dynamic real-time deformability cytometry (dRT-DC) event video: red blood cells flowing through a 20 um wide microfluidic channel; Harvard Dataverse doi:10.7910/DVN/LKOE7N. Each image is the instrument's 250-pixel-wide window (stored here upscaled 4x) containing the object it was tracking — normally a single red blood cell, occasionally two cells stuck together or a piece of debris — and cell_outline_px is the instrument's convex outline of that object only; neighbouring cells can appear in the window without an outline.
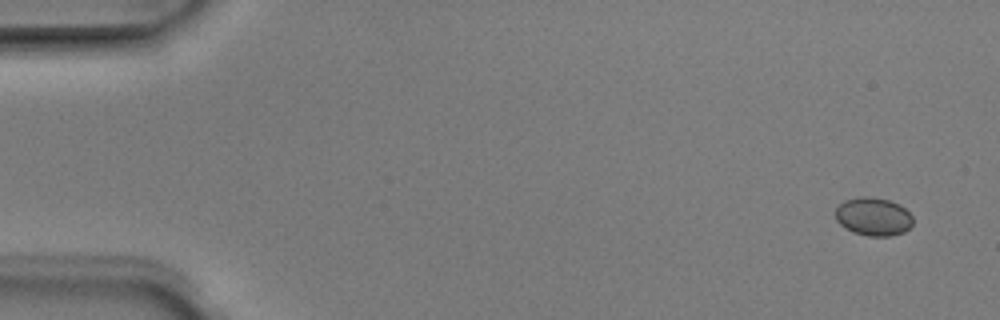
{"species": "Egyptian fruit bat (a non-hibernating species)", "species_latin": "Rousettus aegyptiacus", "temperature_condition": "room temperature", "stored_images_in_passage": 5, "camera_frame_rate_fps": 3000, "um_per_image_px": 0.085, "animal": {"sex": "male"}, "frame": {"image": 1, "passage_image": 1, "time_ms": 0.0, "image_size_px": [1000, 320], "cell_outline_px": [[912, 224], [904, 232], [888, 236], [868, 236], [852, 232], [844, 228], [836, 220], [836, 208], [844, 200], [860, 196], [872, 196], [888, 200], [900, 204], [912, 216]], "centroid_in_image_um": [74.21, 18.4], "position_along_channel_um": 10.8, "area_um2": 17.34}}
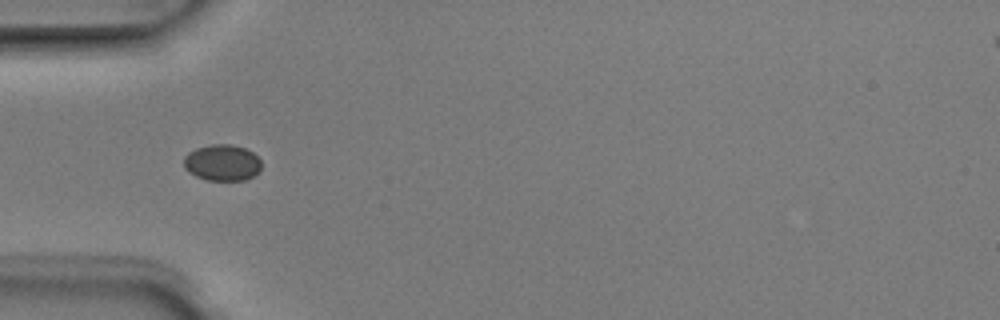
{"frame": {"image": 2, "passage_image": 5, "time_ms": 1.333, "image_size_px": [1000, 320], "cell_outline_px": [[260, 172], [244, 180], [208, 180], [196, 176], [188, 172], [184, 168], [184, 156], [188, 152], [196, 148], [212, 144], [232, 144], [244, 148], [252, 152], [260, 160]], "centroid_in_image_um": [18.87, 13.82], "position_along_channel_um": 66.1, "area_um2": 16.42}}